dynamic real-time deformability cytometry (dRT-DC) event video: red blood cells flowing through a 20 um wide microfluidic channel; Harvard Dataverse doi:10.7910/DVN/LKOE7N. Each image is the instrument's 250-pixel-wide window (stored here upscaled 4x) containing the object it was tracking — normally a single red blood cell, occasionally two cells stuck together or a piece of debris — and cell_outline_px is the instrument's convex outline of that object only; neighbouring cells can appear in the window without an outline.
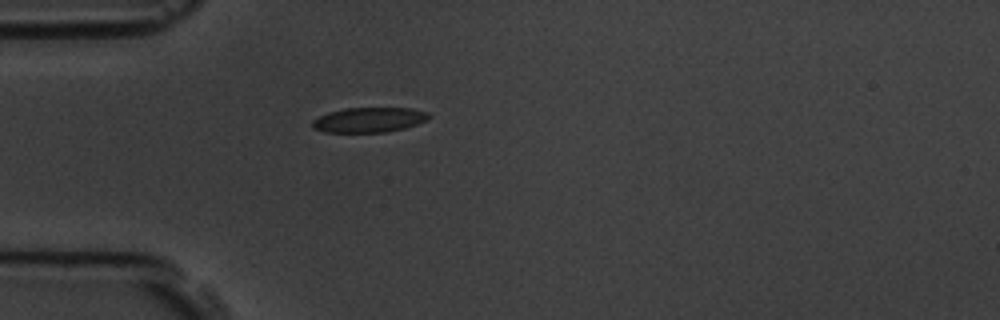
{"species": "common noctule bat (a hibernating species)", "species_latin": "Nyctalus noctula", "temperature_condition": "room temperature", "stored_images_in_passage": 1, "camera_frame_rate_fps": 3000, "um_per_image_px": 0.085, "animal": {"sex": "male", "body_mass_g": 19.5, "forearm_length_mm": 54.6}, "frame": {"image": 1, "passage_image": 1, "time_ms": 0.0, "image_size_px": [1000, 320], "cell_outline_px": [[432, 116], [428, 120], [404, 128], [384, 132], [324, 132], [312, 128], [312, 120], [328, 112], [344, 108], [412, 108], [428, 112]], "centroid_in_image_um": [31.38, 10.18], "position_along_channel_um": 53.6, "area_um2": 16.99}}